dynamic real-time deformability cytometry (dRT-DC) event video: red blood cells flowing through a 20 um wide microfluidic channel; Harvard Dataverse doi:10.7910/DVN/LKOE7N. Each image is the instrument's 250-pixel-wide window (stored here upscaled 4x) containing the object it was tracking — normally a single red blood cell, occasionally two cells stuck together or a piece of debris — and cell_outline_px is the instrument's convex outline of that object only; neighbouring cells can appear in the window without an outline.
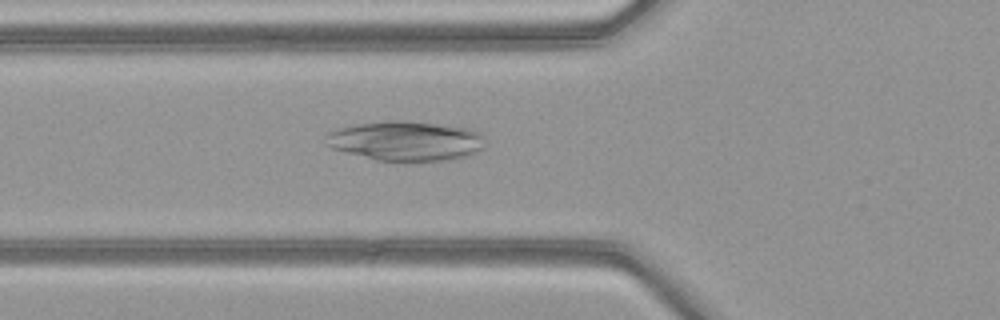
{"species": "common noctule bat (a hibernating species)", "species_latin": "Nyctalus noctula", "temperature_condition": "warm", "stored_images_in_passage": 50, "camera_frame_rate_fps": 3000, "um_per_image_px": 0.085, "animal": {"sex": "female", "body_mass_g": 21.9}, "frame": {"image": 1, "passage_image": 19, "time_ms": 6.0, "image_size_px": [1000, 320], "cell_outline_px": [[484, 148], [468, 156], [448, 160], [376, 160], [332, 148], [324, 144], [324, 136], [328, 132], [336, 128], [352, 124], [392, 120], [436, 124], [472, 128], [480, 132], [484, 136]], "centroid_in_image_um": [34.48, 11.96], "position_along_channel_um": 91.3, "area_um2": 36.88}}
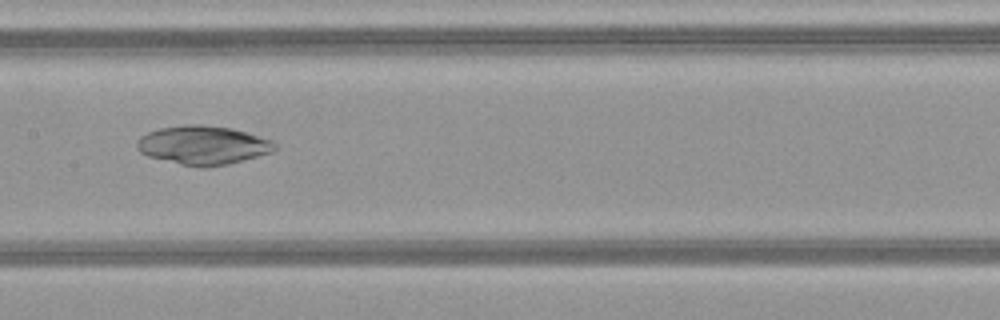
{"frame": {"image": 2, "passage_image": 26, "time_ms": 8.333, "image_size_px": [1000, 320], "cell_outline_px": [[276, 148], [272, 152], [228, 164], [208, 168], [200, 168], [180, 164], [148, 156], [140, 152], [136, 148], [136, 140], [140, 136], [148, 132], [160, 128], [184, 124], [200, 124], [232, 128], [272, 140], [276, 144]], "centroid_in_image_um": [17.23, 12.34], "position_along_channel_um": 190.2, "area_um2": 31.33}}
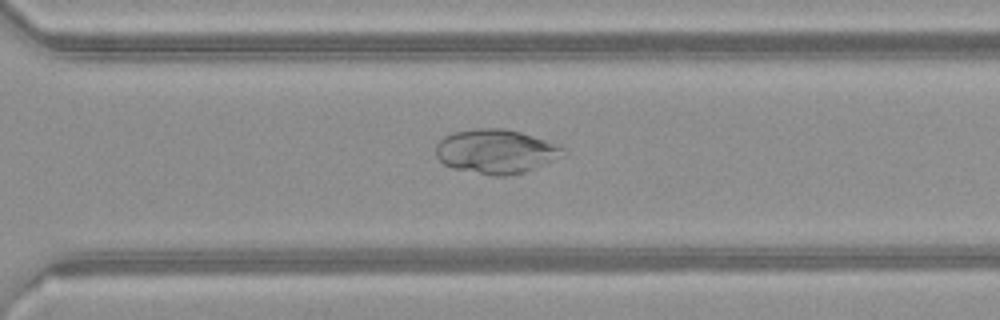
{"frame": {"image": 3, "passage_image": 36, "time_ms": 11.667, "image_size_px": [1000, 320], "cell_outline_px": [[568, 156], [524, 172], [508, 176], [492, 176], [452, 168], [444, 164], [436, 156], [436, 144], [444, 136], [452, 132], [476, 128], [504, 128], [520, 132], [560, 144], [568, 148]], "centroid_in_image_um": [42.24, 12.87], "position_along_channel_um": 328.4, "area_um2": 33.52}}